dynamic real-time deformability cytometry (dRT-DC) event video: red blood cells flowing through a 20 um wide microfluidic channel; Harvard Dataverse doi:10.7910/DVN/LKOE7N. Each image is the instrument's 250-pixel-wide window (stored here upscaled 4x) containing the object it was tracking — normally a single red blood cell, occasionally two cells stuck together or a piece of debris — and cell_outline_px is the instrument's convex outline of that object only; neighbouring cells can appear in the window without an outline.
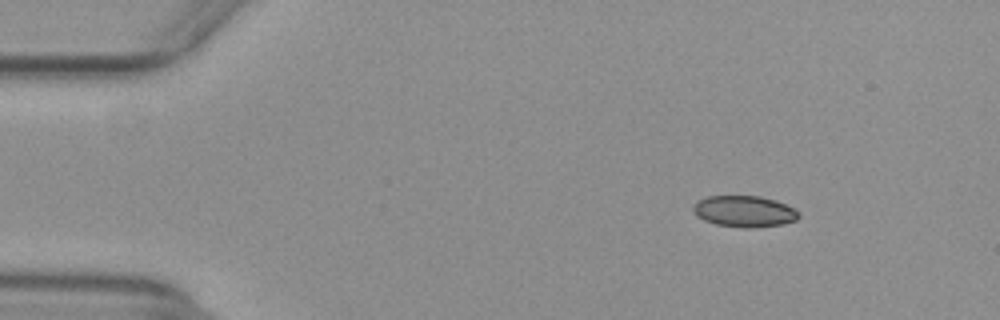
{"species": "common noctule bat (a hibernating species)", "species_latin": "Nyctalus noctula", "temperature_condition": "warm", "stored_images_in_passage": 48, "camera_frame_rate_fps": 3000, "um_per_image_px": 0.085, "animal": {"sex": "female", "body_mass_g": 29.2, "forearm_length_mm": 56.3}, "frame": {"image": 1, "passage_image": 1, "time_ms": 0.0, "image_size_px": [1000, 320], "cell_outline_px": [[800, 216], [796, 220], [784, 224], [752, 228], [744, 228], [716, 224], [704, 220], [696, 216], [692, 212], [692, 208], [696, 200], [708, 196], [760, 196], [776, 200], [800, 212]], "centroid_in_image_um": [63.24, 17.97], "position_along_channel_um": 21.8, "area_um2": 19.42}}
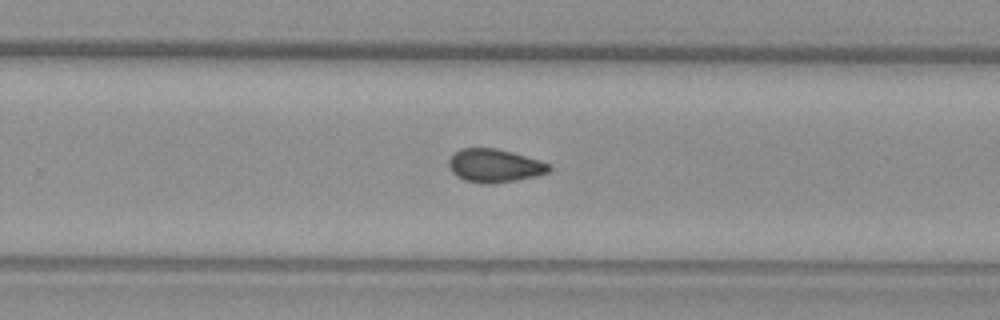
{"frame": {"image": 2, "passage_image": 28, "time_ms": 9.0, "image_size_px": [1000, 320], "cell_outline_px": [[552, 168], [548, 172], [536, 176], [516, 180], [492, 184], [480, 184], [464, 180], [456, 176], [452, 172], [448, 164], [448, 160], [460, 148], [496, 148], [512, 152], [540, 160], [552, 164]], "centroid_in_image_um": [42.05, 14.09], "position_along_channel_um": 287.8, "area_um2": 19.65}}
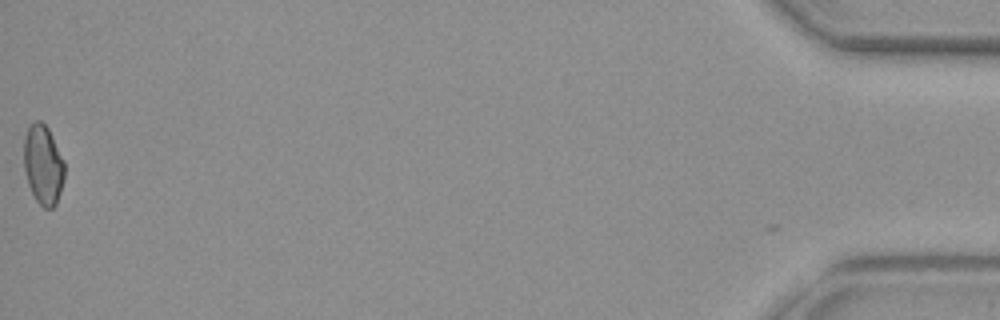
{"frame": {"image": 3, "passage_image": 47, "time_ms": 15.333, "image_size_px": [1000, 320], "cell_outline_px": [[64, 176], [60, 192], [56, 204], [52, 208], [44, 208], [36, 200], [28, 184], [24, 168], [24, 136], [28, 128], [36, 120], [40, 120], [48, 128], [64, 160]], "centroid_in_image_um": [3.66, 14.0], "position_along_channel_um": 431.5, "area_um2": 18.73}, "authors_computed_cell_mechanics": {"area_um2": 19.5364, "velocity_mm_per_s": 3.9197, "shape_relaxation_time_tau1_ms": null, "shape_relaxation_time_tau2_ms": 3.4924, "deformation_change_tau1": null, "deformation_change_tau2": 0.0732}}